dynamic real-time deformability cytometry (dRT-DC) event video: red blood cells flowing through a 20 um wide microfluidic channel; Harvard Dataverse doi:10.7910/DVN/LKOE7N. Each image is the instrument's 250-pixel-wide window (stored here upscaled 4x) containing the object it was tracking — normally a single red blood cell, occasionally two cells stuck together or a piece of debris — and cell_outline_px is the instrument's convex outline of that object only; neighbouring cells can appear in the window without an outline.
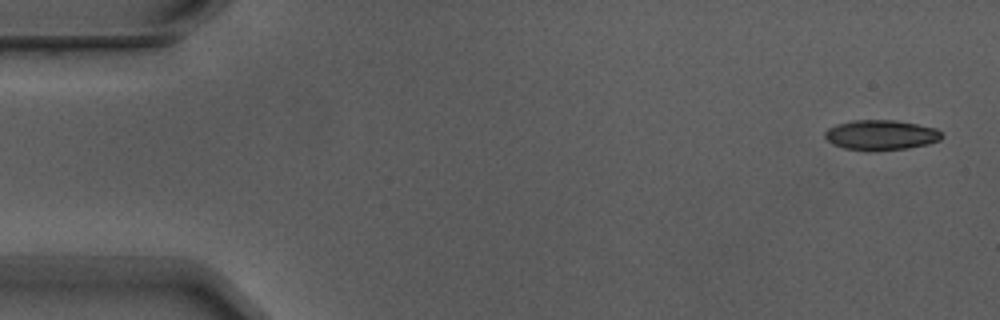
{"species": "Egyptian fruit bat (a non-hibernating species)", "species_latin": "Rousettus aegyptiacus", "temperature_condition": "warm", "stored_images_in_passage": 4, "camera_frame_rate_fps": 3000, "um_per_image_px": 0.085, "animal": {"sex": "male"}, "frame": {"image": 1, "passage_image": 1, "time_ms": 0.0, "image_size_px": [1000, 320], "cell_outline_px": [[944, 136], [940, 140], [928, 144], [908, 148], [844, 148], [832, 144], [824, 136], [824, 132], [828, 128], [836, 124], [852, 120], [896, 120], [936, 128]], "centroid_in_image_um": [74.89, 11.43], "position_along_channel_um": 10.1, "area_um2": 19.83}}